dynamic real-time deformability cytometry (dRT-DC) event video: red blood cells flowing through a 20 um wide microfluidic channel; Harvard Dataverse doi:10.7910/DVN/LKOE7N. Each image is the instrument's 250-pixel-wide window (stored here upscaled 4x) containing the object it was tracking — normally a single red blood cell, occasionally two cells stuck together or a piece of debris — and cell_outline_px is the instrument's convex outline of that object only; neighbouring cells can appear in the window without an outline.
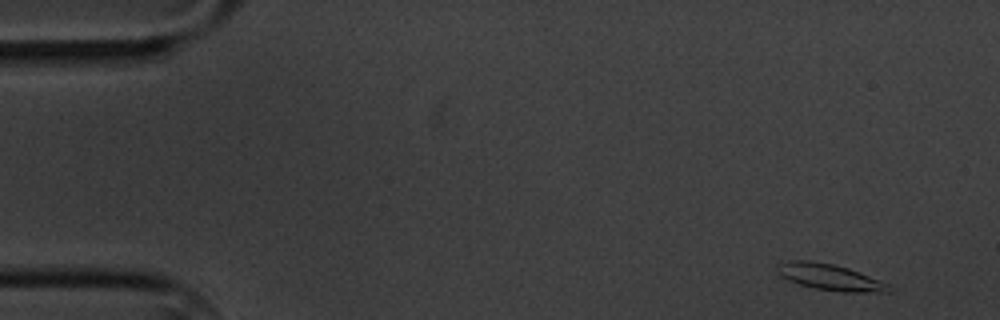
{"species": "common noctule bat (a hibernating species)", "species_latin": "Nyctalus noctula", "temperature_condition": "cold", "stored_images_in_passage": 6, "camera_frame_rate_fps": 3000, "um_per_image_px": 0.085, "animal": {"sex": "male", "body_mass_g": 20.1, "forearm_length_mm": 53.5}, "frame": {"image": 1, "passage_image": 2, "time_ms": 1.0, "image_size_px": [1000, 320], "cell_outline_px": [[888, 292], [844, 292], [816, 288], [800, 284], [788, 280], [780, 276], [776, 272], [776, 264], [788, 260], [808, 260], [832, 264], [848, 268], [860, 272], [880, 280], [888, 284]], "centroid_in_image_um": [70.47, 23.54], "position_along_channel_um": 14.5, "area_um2": 16.94}}